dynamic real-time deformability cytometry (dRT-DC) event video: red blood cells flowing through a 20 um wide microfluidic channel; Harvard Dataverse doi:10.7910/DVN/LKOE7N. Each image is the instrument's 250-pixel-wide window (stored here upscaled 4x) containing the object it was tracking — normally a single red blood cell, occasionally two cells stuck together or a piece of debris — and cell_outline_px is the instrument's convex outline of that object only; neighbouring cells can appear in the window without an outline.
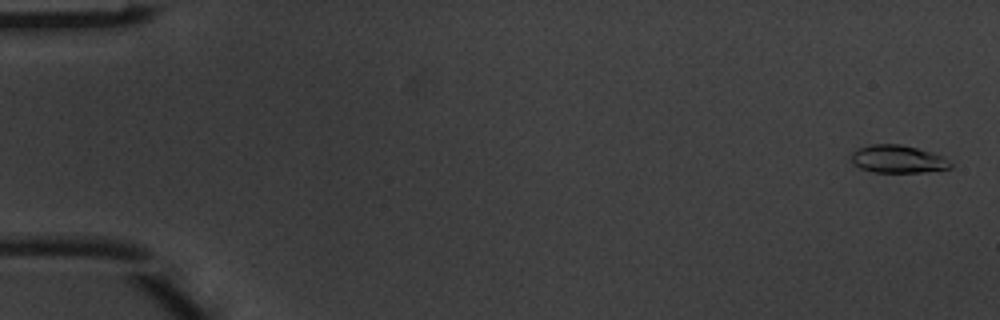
{"species": "common noctule bat (a hibernating species)", "species_latin": "Nyctalus noctula", "temperature_condition": "warm", "stored_images_in_passage": 5, "camera_frame_rate_fps": 3000, "um_per_image_px": 0.085, "animal": {"sex": "male", "body_mass_g": 20.1, "forearm_length_mm": 53.5}, "frame": {"image": 1, "passage_image": 1, "time_ms": 0.0, "image_size_px": [1000, 320], "cell_outline_px": [[952, 168], [920, 172], [872, 172], [860, 168], [852, 164], [852, 152], [856, 148], [872, 144], [900, 144], [932, 152], [944, 156], [952, 164]], "centroid_in_image_um": [76.3, 13.52], "position_along_channel_um": 8.7, "area_um2": 16.13}}